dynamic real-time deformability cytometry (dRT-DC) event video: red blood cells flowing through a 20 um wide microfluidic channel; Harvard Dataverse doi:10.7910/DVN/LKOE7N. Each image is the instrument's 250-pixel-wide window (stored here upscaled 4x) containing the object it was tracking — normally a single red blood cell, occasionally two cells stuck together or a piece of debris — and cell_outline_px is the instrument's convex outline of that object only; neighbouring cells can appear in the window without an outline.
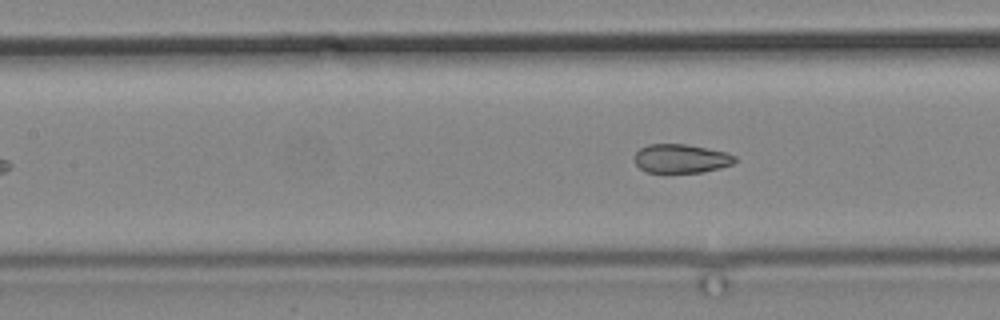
{"species": "common noctule bat (a hibernating species)", "species_latin": "Nyctalus noctula", "temperature_condition": "cold", "stored_images_in_passage": 10, "camera_frame_rate_fps": 3000, "um_per_image_px": 0.085, "animal": {"sex": "male", "body_mass_g": 19.2, "forearm_length_mm": 51.8}, "frame": {"image": 1, "passage_image": 9, "time_ms": 10.0, "image_size_px": [1000, 320], "cell_outline_px": [[736, 160], [732, 164], [720, 168], [704, 172], [648, 172], [640, 168], [636, 164], [636, 152], [640, 148], [648, 144], [684, 144], [728, 152], [736, 156]], "centroid_in_image_um": [57.92, 13.47], "position_along_channel_um": 149.5, "area_um2": 16.76}}